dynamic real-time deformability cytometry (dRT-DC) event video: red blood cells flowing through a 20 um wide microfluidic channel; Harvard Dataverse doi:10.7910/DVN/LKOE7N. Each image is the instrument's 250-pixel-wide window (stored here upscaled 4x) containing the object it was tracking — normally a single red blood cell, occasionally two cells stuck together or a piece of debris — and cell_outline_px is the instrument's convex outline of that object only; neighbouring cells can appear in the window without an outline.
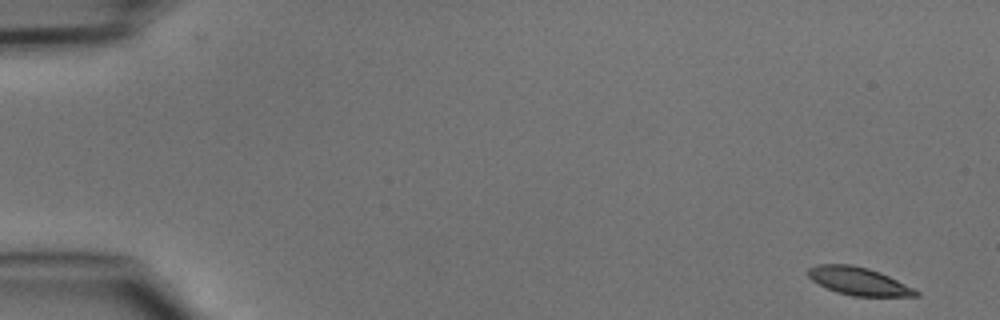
{"species": "common noctule bat (a hibernating species)", "species_latin": "Nyctalus noctula", "temperature_condition": "cold", "stored_images_in_passage": 47, "camera_frame_rate_fps": 3000, "um_per_image_px": 0.085, "animal": {"sex": "male", "body_mass_g": 15.6}, "frame": {"image": 1, "passage_image": 1, "time_ms": 0.0, "image_size_px": [1000, 320], "cell_outline_px": [[920, 296], [852, 296], [836, 292], [812, 280], [808, 276], [808, 268], [816, 264], [852, 264], [868, 268], [880, 272], [920, 292]], "centroid_in_image_um": [72.96, 23.89], "position_along_channel_um": 12.0, "area_um2": 17.34}}
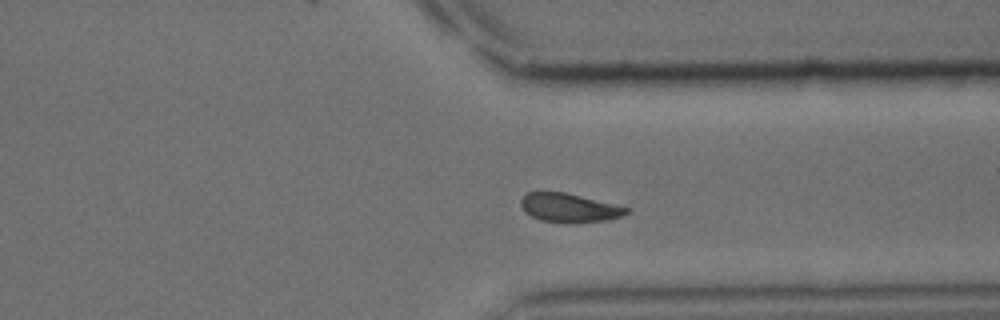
{"frame": {"image": 2, "passage_image": 36, "time_ms": 11.667, "image_size_px": [1000, 320], "cell_outline_px": [[632, 212], [620, 216], [604, 220], [540, 220], [524, 212], [520, 204], [520, 200], [528, 192], [564, 192], [628, 208]], "centroid_in_image_um": [48.33, 17.62], "position_along_channel_um": 363.1, "area_um2": 16.65}}
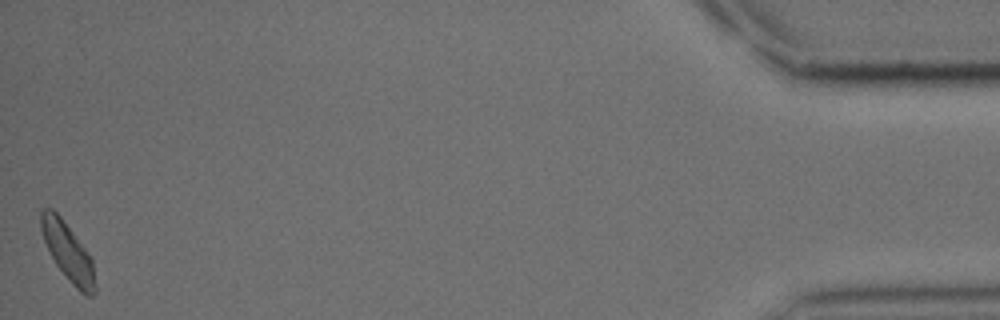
{"frame": {"image": 3, "passage_image": 47, "time_ms": 15.333, "image_size_px": [1000, 320], "cell_outline_px": [[96, 292], [92, 296], [84, 296], [72, 284], [56, 264], [44, 240], [40, 228], [40, 212], [44, 208], [52, 208], [60, 216], [84, 248], [92, 260], [96, 288]], "centroid_in_image_um": [5.77, 21.43], "position_along_channel_um": 429.4, "area_um2": 17.86}}